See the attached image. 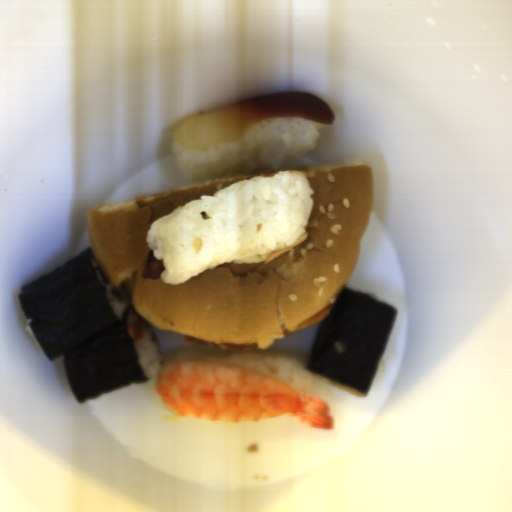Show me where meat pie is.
<instances>
[{"label":"meat pie","mask_w":512,"mask_h":512,"mask_svg":"<svg viewBox=\"0 0 512 512\" xmlns=\"http://www.w3.org/2000/svg\"><path fill=\"white\" fill-rule=\"evenodd\" d=\"M184 341H185V343H189V344H193V345H197V346H203V347H209V348H214V349H219V350H224V351L239 352V353L254 349L258 345L255 342H246V343H241V344L211 342V341L198 339V338L192 337L187 334L184 337Z\"/></svg>","instance_id":"obj_1"},{"label":"meat pie","mask_w":512,"mask_h":512,"mask_svg":"<svg viewBox=\"0 0 512 512\" xmlns=\"http://www.w3.org/2000/svg\"><path fill=\"white\" fill-rule=\"evenodd\" d=\"M333 304H334V302L330 303L329 305H327L323 309L319 310L318 312H316L315 314H313L309 318L305 319L304 321H302L301 323L296 325L294 327V329H288L287 328L284 331V335L288 337V336L294 334L295 332H297L300 329L307 328V327H310V326H313V325H317V324H321L322 320L330 312Z\"/></svg>","instance_id":"obj_2"},{"label":"meat pie","mask_w":512,"mask_h":512,"mask_svg":"<svg viewBox=\"0 0 512 512\" xmlns=\"http://www.w3.org/2000/svg\"><path fill=\"white\" fill-rule=\"evenodd\" d=\"M137 281V274H133L132 277H125L122 281V289L126 296H128L131 300L133 297L135 285Z\"/></svg>","instance_id":"obj_3"}]
</instances>
